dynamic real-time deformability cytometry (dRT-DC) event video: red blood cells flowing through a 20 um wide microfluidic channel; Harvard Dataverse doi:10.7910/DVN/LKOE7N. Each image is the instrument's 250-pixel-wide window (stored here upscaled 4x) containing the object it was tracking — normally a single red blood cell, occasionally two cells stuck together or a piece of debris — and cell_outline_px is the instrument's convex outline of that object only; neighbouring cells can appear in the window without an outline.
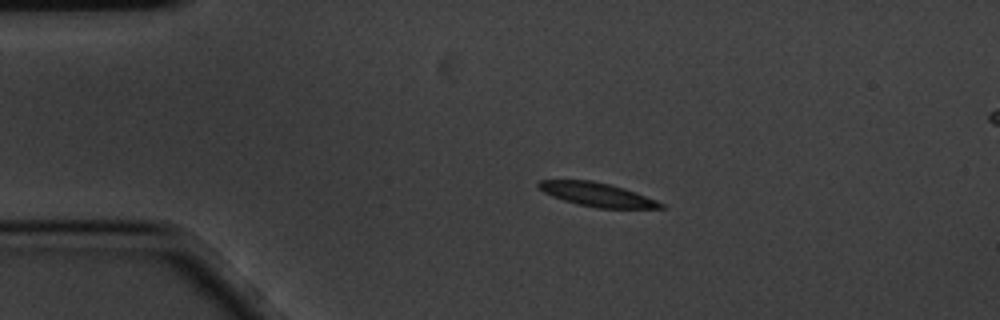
{"species": "common noctule bat (a hibernating species)", "species_latin": "Nyctalus noctula", "temperature_condition": "cold", "stored_images_in_passage": 8, "camera_frame_rate_fps": 3000, "um_per_image_px": 0.085, "animal": {"sex": "male", "body_mass_g": 20.1, "forearm_length_mm": 53.5}, "frame": {"image": 1, "passage_image": 2, "time_ms": 0.333, "image_size_px": [1000, 320], "cell_outline_px": [[664, 208], [596, 208], [576, 204], [552, 196], [544, 192], [536, 184], [540, 180], [592, 180], [624, 188], [636, 192], [656, 200], [664, 204]], "centroid_in_image_um": [50.75, 16.54], "position_along_channel_um": 34.3, "area_um2": 16.82}}
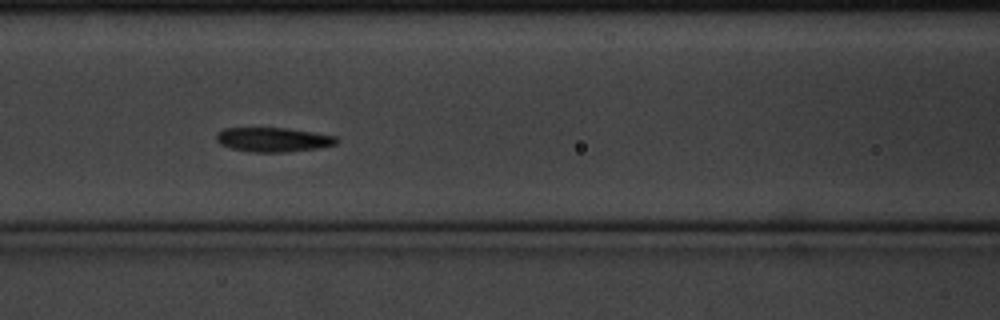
{"frame": {"image": 2, "passage_image": 6, "time_ms": 1.667, "image_size_px": [1000, 320], "cell_outline_px": [[340, 140], [336, 144], [316, 148], [284, 152], [248, 152], [228, 148], [220, 144], [216, 140], [216, 132], [224, 128], [284, 128], [312, 132], [336, 136]], "centroid_in_image_um": [23.17, 11.87], "position_along_channel_um": 143.4, "area_um2": 17.11}}
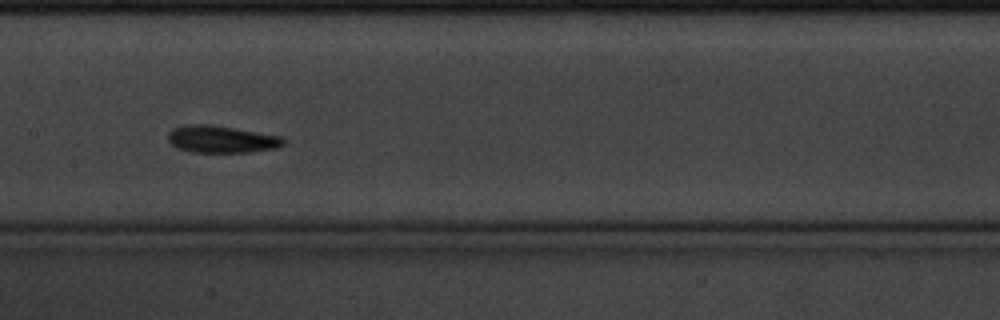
{"frame": {"image": 3, "passage_image": 7, "time_ms": 2.0, "image_size_px": [1000, 320], "cell_outline_px": [[284, 144], [276, 148], [248, 152], [188, 152], [176, 148], [168, 140], [168, 132], [172, 128], [188, 124], [208, 124], [280, 136], [284, 140]], "centroid_in_image_um": [18.75, 11.84], "position_along_channel_um": 188.6, "area_um2": 18.15}}